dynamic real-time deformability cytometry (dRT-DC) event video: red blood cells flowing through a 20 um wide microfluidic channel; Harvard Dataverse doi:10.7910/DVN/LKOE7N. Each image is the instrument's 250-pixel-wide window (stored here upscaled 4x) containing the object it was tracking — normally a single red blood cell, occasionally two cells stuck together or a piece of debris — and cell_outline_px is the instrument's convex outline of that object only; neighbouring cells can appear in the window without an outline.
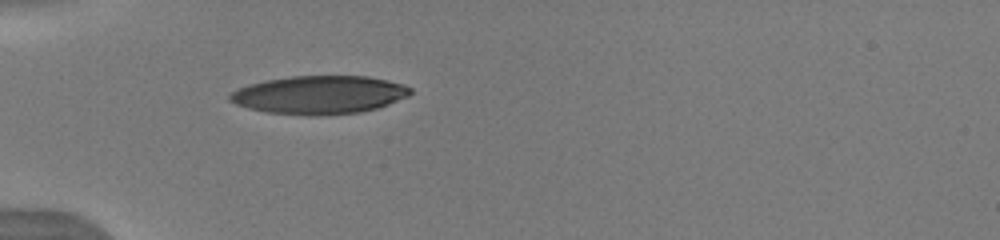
{"species": "human", "species_latin": "Homo sapiens", "temperature_condition": "warm", "stored_images_in_passage": 36, "camera_frame_rate_fps": 3000, "um_per_image_px": 0.085, "donor": {"sex": "male"}, "frame": {"image": 1, "passage_image": 1, "time_ms": 0.0, "image_size_px": [1000, 240], "cell_outline_px": [[412, 92], [408, 96], [388, 104], [376, 108], [360, 112], [320, 116], [308, 116], [268, 112], [248, 108], [236, 104], [228, 100], [228, 96], [232, 92], [248, 84], [268, 80], [292, 76], [368, 76], [404, 84], [412, 88]], "centroid_in_image_um": [27.15, 8.07], "position_along_channel_um": 57.8, "area_um2": 40.23}}
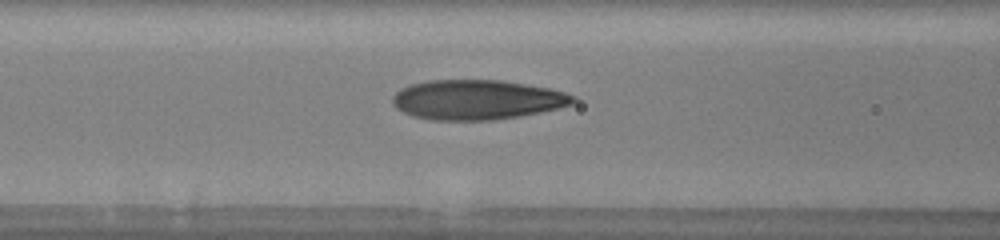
{"frame": {"image": 2, "passage_image": 7, "time_ms": 2.0, "image_size_px": [1000, 240], "cell_outline_px": [[576, 100], [572, 104], [560, 108], [520, 116], [492, 120], [432, 120], [412, 116], [396, 108], [392, 104], [392, 96], [400, 88], [408, 84], [428, 80], [500, 80], [548, 88], [564, 92], [576, 96]], "centroid_in_image_um": [40.51, 8.47], "position_along_channel_um": 126.1, "area_um2": 42.02}}
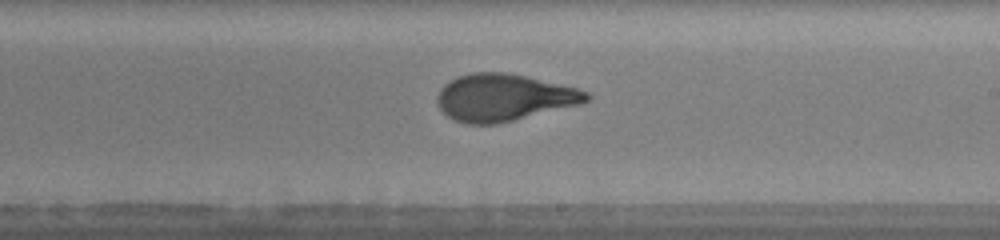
{"frame": {"image": 3, "passage_image": 16, "time_ms": 5.0, "image_size_px": [1000, 240], "cell_outline_px": [[592, 96], [588, 100], [580, 104], [496, 124], [468, 124], [452, 120], [436, 104], [436, 96], [440, 88], [444, 84], [456, 76], [472, 72], [504, 72], [524, 76], [576, 88], [588, 92]], "centroid_in_image_um": [42.76, 8.29], "position_along_channel_um": 246.2, "area_um2": 40.75}, "authors_computed_cell_mechanics": {"area_um2": 40.8068, "velocity_mm_per_s": 4.0013, "shape_relaxation_time_tau1_ms": 4.7178, "shape_relaxation_time_tau2_ms": 0.8156, "deformation_change_tau1": 0.2438, "deformation_change_tau2": 0.0844}}